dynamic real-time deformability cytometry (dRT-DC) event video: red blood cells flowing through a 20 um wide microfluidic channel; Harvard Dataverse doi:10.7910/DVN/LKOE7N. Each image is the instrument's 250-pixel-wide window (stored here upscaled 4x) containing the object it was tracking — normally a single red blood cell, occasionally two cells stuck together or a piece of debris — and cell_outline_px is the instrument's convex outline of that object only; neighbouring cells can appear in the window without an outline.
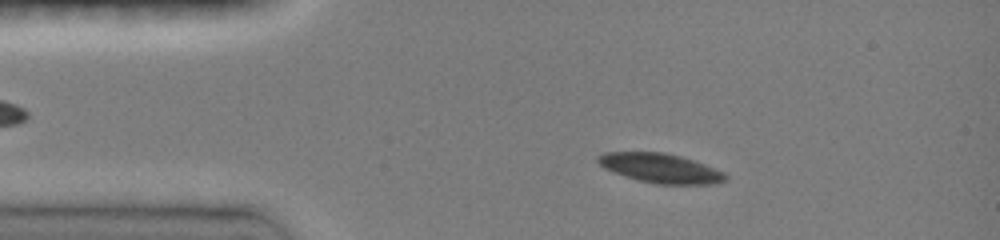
{"species": "common noctule bat (a hibernating species)", "species_latin": "Nyctalus noctula", "temperature_condition": "room temperature", "stored_images_in_passage": 30, "camera_frame_rate_fps": 3000, "um_per_image_px": 0.085, "animal": {"sex": "female", "body_mass_g": 19.0, "forearm_length_mm": 51.5}, "frame": {"image": 1, "passage_image": 5, "time_ms": 2.0, "image_size_px": [1000, 240], "cell_outline_px": [[728, 180], [716, 184], [656, 184], [624, 176], [604, 168], [596, 160], [596, 156], [604, 152], [664, 152], [680, 156], [704, 164], [724, 172], [728, 176]], "centroid_in_image_um": [56.15, 14.3], "position_along_channel_um": 28.9, "area_um2": 21.85}}
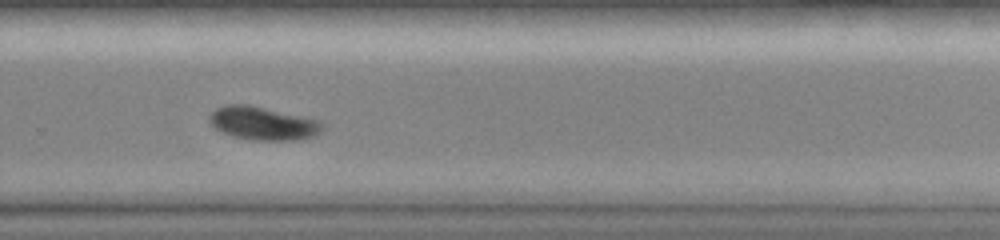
{"frame": {"image": 2, "passage_image": 21, "time_ms": 10.0, "image_size_px": [1000, 240], "cell_outline_px": [[324, 124], [320, 132], [312, 136], [300, 140], [252, 140], [232, 136], [216, 128], [208, 120], [208, 116], [216, 108], [224, 104], [248, 104], [320, 120]], "centroid_in_image_um": [22.34, 10.47], "position_along_channel_um": 307.5, "area_um2": 21.91}}
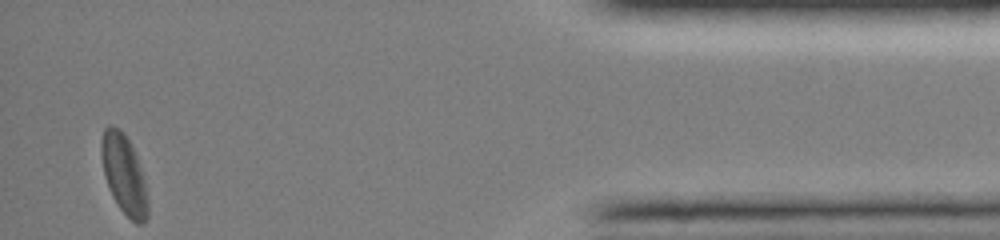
{"frame": {"image": 3, "passage_image": 30, "time_ms": 14.333, "image_size_px": [1000, 240], "cell_outline_px": [[148, 216], [144, 224], [136, 224], [120, 208], [112, 196], [104, 176], [100, 152], [100, 140], [104, 128], [108, 124], [112, 124], [120, 128], [128, 140], [136, 156], [144, 180], [148, 200]], "centroid_in_image_um": [10.51, 14.8], "position_along_channel_um": 424.7, "area_um2": 21.56}, "authors_computed_cell_mechanics": {"area_um2": 22.4842, "velocity_mm_per_s": 4.0138, "shape_relaxation_time_tau1_ms": 2.9774, "shape_relaxation_time_tau2_ms": null, "deformation_change_tau1": 0.0897, "deformation_change_tau2": null}}